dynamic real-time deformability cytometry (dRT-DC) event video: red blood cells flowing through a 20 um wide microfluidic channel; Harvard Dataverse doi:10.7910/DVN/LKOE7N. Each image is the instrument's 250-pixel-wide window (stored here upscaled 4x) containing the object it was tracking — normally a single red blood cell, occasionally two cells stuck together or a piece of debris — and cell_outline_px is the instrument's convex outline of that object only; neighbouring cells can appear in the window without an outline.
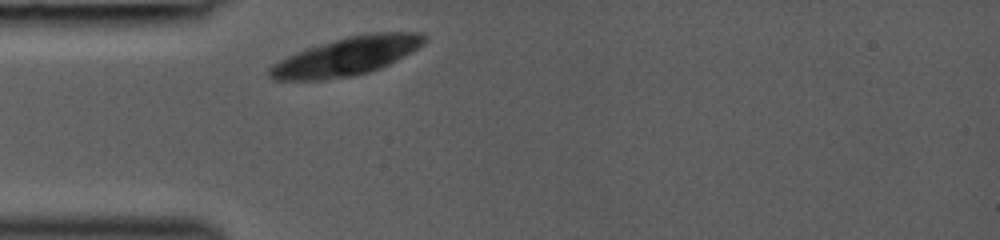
{"species": "common noctule bat (a hibernating species)", "species_latin": "Nyctalus noctula", "temperature_condition": "room temperature", "stored_images_in_passage": 28, "camera_frame_rate_fps": 3000, "um_per_image_px": 0.085, "animal": {"sex": "female", "body_mass_g": 19.0, "forearm_length_mm": 53.3}, "frame": {"image": 1, "passage_image": 1, "time_ms": 0.0, "image_size_px": [1000, 240], "cell_outline_px": [[428, 40], [424, 44], [412, 52], [380, 68], [368, 72], [352, 76], [324, 80], [272, 80], [268, 76], [268, 68], [272, 64], [288, 56], [308, 48], [348, 36], [380, 32], [420, 32]], "centroid_in_image_um": [29.46, 4.8], "position_along_channel_um": 55.5, "area_um2": 34.28}}
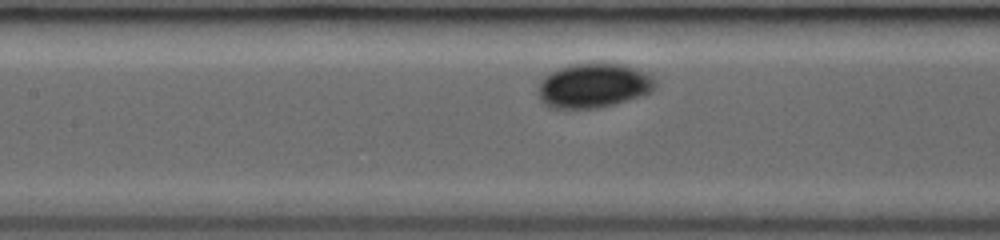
{"frame": {"image": 2, "passage_image": 9, "time_ms": 2.667, "image_size_px": [1000, 240], "cell_outline_px": [[656, 84], [652, 92], [616, 104], [600, 108], [548, 108], [540, 100], [540, 84], [544, 76], [560, 68], [572, 64], [592, 60], [604, 60], [624, 64], [644, 72], [656, 80]], "centroid_in_image_um": [50.48, 7.24], "position_along_channel_um": 156.9, "area_um2": 30.98}}
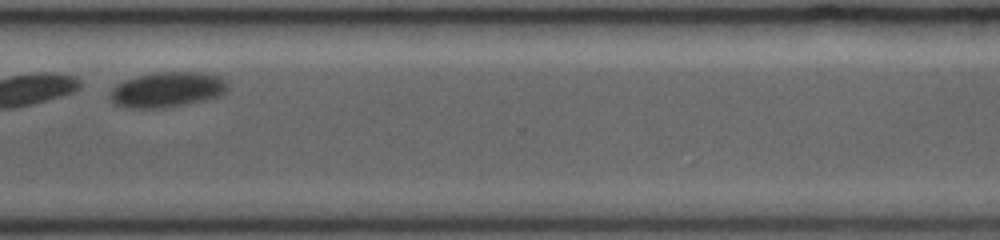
{"frame": {"image": 3, "passage_image": 24, "time_ms": 7.667, "image_size_px": [1000, 240], "cell_outline_px": [[228, 88], [220, 96], [204, 100], [164, 108], [128, 108], [112, 104], [108, 96], [112, 88], [116, 84], [124, 80], [156, 72], [196, 72], [220, 76], [228, 84]], "centroid_in_image_um": [14.17, 7.63], "position_along_channel_um": 356.4, "area_um2": 24.22}}